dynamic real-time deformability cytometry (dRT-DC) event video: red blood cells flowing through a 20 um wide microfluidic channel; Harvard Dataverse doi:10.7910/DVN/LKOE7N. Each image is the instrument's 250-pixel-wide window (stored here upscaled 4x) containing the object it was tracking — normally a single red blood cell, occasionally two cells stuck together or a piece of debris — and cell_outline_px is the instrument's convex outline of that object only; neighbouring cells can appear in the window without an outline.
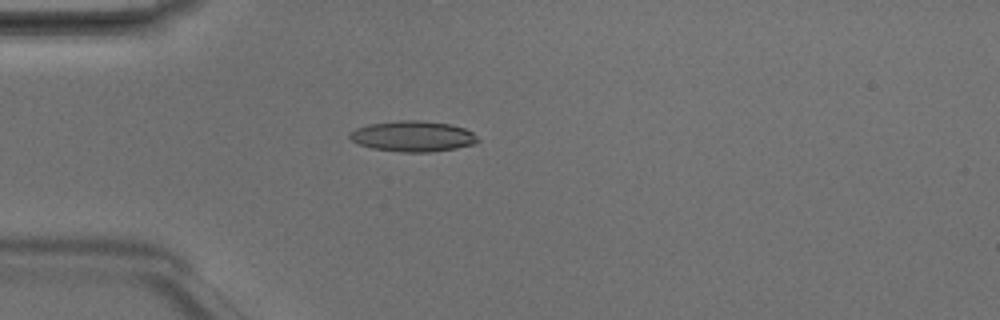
{"species": "Egyptian fruit bat (a non-hibernating species)", "species_latin": "Rousettus aegyptiacus", "temperature_condition": "room temperature", "stored_images_in_passage": 4, "camera_frame_rate_fps": 3000, "um_per_image_px": 0.085, "animal": {"sex": "male"}, "frame": {"image": 1, "passage_image": 4, "time_ms": 1.0, "image_size_px": [1000, 320], "cell_outline_px": [[480, 140], [476, 144], [456, 148], [432, 152], [400, 152], [372, 148], [360, 144], [352, 140], [348, 136], [356, 128], [368, 124], [400, 120], [420, 120], [452, 124], [464, 128], [472, 132]], "centroid_in_image_um": [35.13, 11.58], "position_along_channel_um": 49.9, "area_um2": 22.95}}